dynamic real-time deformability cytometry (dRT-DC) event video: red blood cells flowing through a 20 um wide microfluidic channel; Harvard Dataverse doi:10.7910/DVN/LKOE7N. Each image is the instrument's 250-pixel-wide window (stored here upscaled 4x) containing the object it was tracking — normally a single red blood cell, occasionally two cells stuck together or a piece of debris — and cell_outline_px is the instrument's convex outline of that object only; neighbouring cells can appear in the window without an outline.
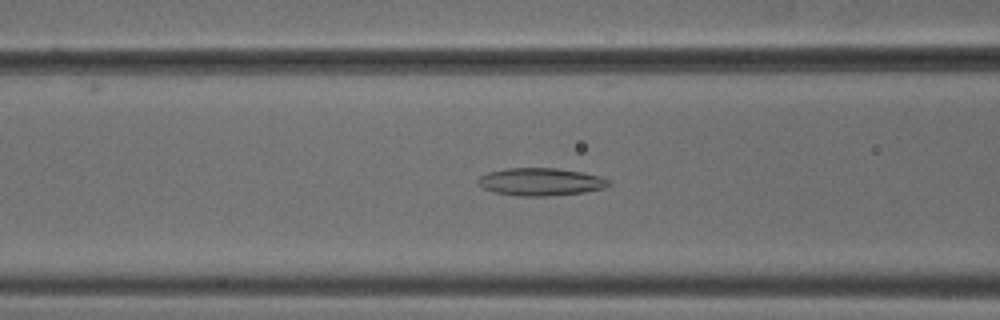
{"species": "common noctule bat (a hibernating species)", "species_latin": "Nyctalus noctula", "temperature_condition": "cold", "stored_images_in_passage": 54, "camera_frame_rate_fps": 3000, "um_per_image_px": 0.085, "animal": {"sex": "male", "body_mass_g": 18.8}, "frame": {"image": 1, "passage_image": 22, "time_ms": 7.0, "image_size_px": [1000, 320], "cell_outline_px": [[612, 184], [604, 188], [584, 192], [552, 196], [516, 196], [496, 192], [484, 188], [476, 180], [480, 176], [488, 172], [508, 168], [556, 168], [584, 172], [600, 176], [612, 180]], "centroid_in_image_um": [46.02, 15.45], "position_along_channel_um": 120.6, "area_um2": 21.21}}
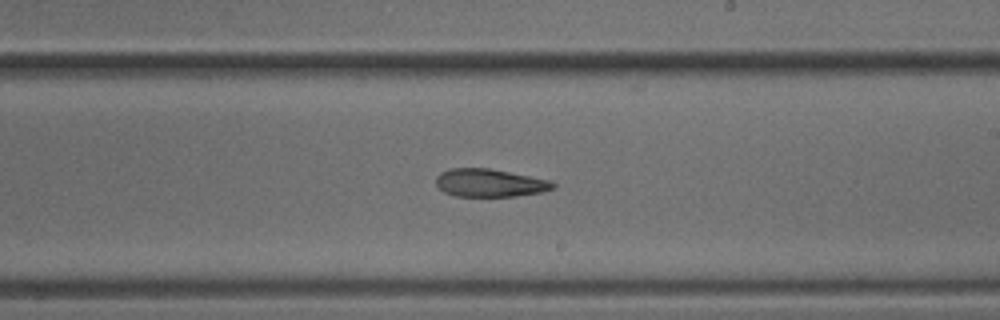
{"frame": {"image": 2, "passage_image": 32, "time_ms": 10.333, "image_size_px": [1000, 320], "cell_outline_px": [[556, 188], [540, 192], [516, 196], [456, 196], [444, 192], [436, 184], [436, 176], [440, 172], [448, 168], [488, 168], [548, 180], [556, 184]], "centroid_in_image_um": [41.59, 15.54], "position_along_channel_um": 247.4, "area_um2": 18.9}}
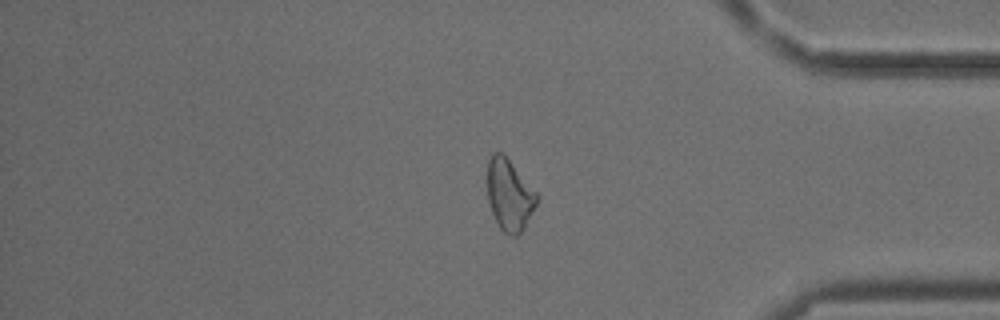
{"frame": {"image": 3, "passage_image": 45, "time_ms": 14.667, "image_size_px": [1000, 320], "cell_outline_px": [[540, 196], [524, 228], [516, 236], [512, 236], [504, 232], [500, 228], [492, 212], [488, 200], [488, 160], [492, 152], [504, 152]], "centroid_in_image_um": [43.31, 16.52], "position_along_channel_um": 391.9, "area_um2": 20.63}, "authors_computed_cell_mechanics": {"area_um2": 21.6461, "velocity_mm_per_s": 3.7991, "shape_relaxation_time_tau1_ms": null, "shape_relaxation_time_tau2_ms": 6.1157, "deformation_change_tau1": null, "deformation_change_tau2": 0.1522}}